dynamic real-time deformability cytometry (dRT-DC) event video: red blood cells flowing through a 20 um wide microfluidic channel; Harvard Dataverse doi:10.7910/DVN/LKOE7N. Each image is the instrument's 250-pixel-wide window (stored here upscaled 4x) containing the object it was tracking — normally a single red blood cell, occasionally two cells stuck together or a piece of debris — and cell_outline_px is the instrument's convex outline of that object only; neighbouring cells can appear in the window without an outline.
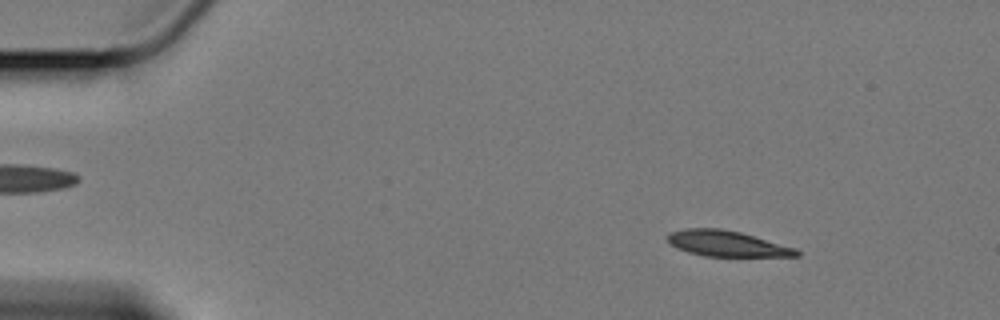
{"species": "Egyptian fruit bat (a non-hibernating species)", "species_latin": "Rousettus aegyptiacus", "temperature_condition": "cold", "stored_images_in_passage": 58, "camera_frame_rate_fps": 3000, "um_per_image_px": 0.085, "animal": {"sex": "female"}, "frame": {"image": 1, "passage_image": 7, "time_ms": 2.0, "image_size_px": [1000, 320], "cell_outline_px": [[800, 256], [704, 256], [688, 252], [676, 248], [668, 240], [668, 232], [688, 228], [720, 228], [740, 232], [796, 248], [800, 252]], "centroid_in_image_um": [61.78, 20.7], "position_along_channel_um": 23.2, "area_um2": 19.19}}
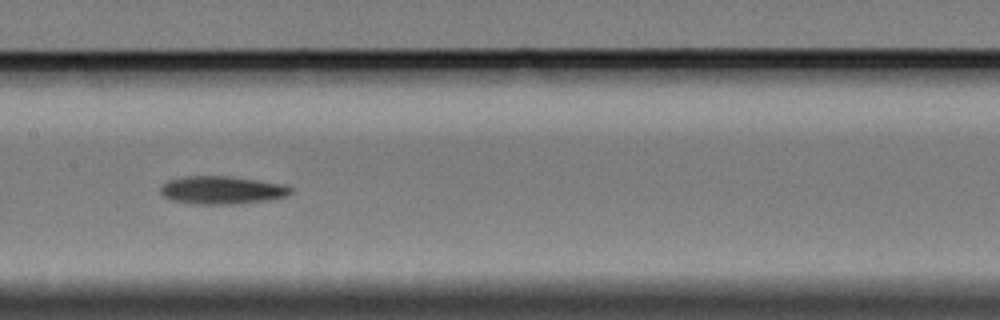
{"frame": {"image": 2, "passage_image": 29, "time_ms": 9.333, "image_size_px": [1000, 320], "cell_outline_px": [[292, 192], [284, 196], [268, 200], [236, 204], [192, 204], [172, 200], [164, 196], [160, 192], [160, 188], [168, 180], [184, 176], [228, 176], [284, 184], [292, 188]], "centroid_in_image_um": [18.84, 16.16], "position_along_channel_um": 188.6, "area_um2": 21.15}}
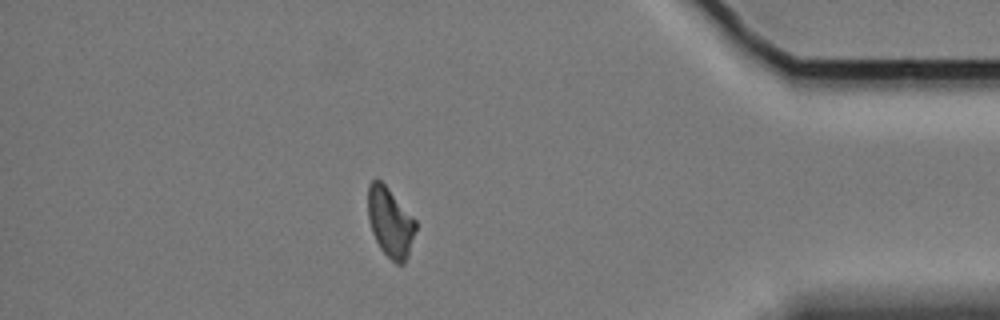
{"frame": {"image": 3, "passage_image": 51, "time_ms": 16.667, "image_size_px": [1000, 320], "cell_outline_px": [[416, 228], [408, 256], [404, 264], [396, 264], [380, 248], [372, 232], [368, 220], [368, 184], [376, 176], [388, 188], [416, 220]], "centroid_in_image_um": [33.15, 18.88], "position_along_channel_um": 402.0, "area_um2": 19.31}}